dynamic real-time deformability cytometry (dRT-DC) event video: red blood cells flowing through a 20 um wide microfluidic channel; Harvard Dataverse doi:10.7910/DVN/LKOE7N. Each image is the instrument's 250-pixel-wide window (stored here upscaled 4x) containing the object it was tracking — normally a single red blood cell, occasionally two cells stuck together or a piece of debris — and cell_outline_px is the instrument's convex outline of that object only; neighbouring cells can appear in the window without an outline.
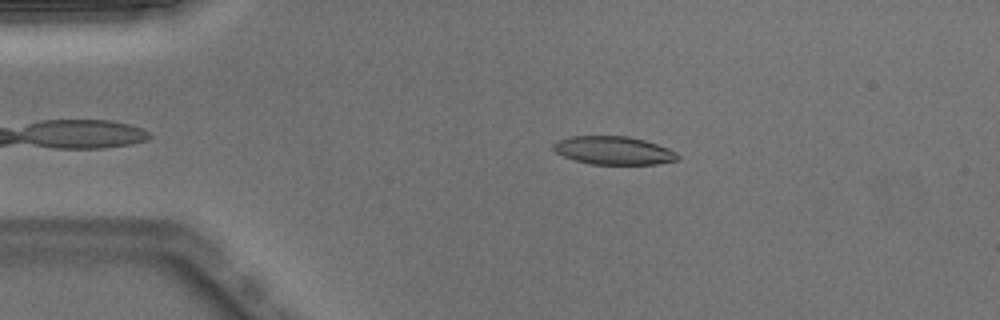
{"species": "Egyptian fruit bat (a non-hibernating species)", "species_latin": "Rousettus aegyptiacus", "temperature_condition": "warm", "stored_images_in_passage": 38, "camera_frame_rate_fps": 3000, "um_per_image_px": 0.085, "animal": {"sex": "male"}, "frame": {"image": 1, "passage_image": 6, "time_ms": 1.667, "image_size_px": [1000, 320], "cell_outline_px": [[680, 156], [676, 160], [656, 164], [592, 164], [576, 160], [564, 156], [556, 152], [552, 148], [552, 144], [556, 140], [572, 136], [628, 136], [644, 140], [668, 148], [676, 152]], "centroid_in_image_um": [52.13, 12.78], "position_along_channel_um": 32.9, "area_um2": 20.35}}
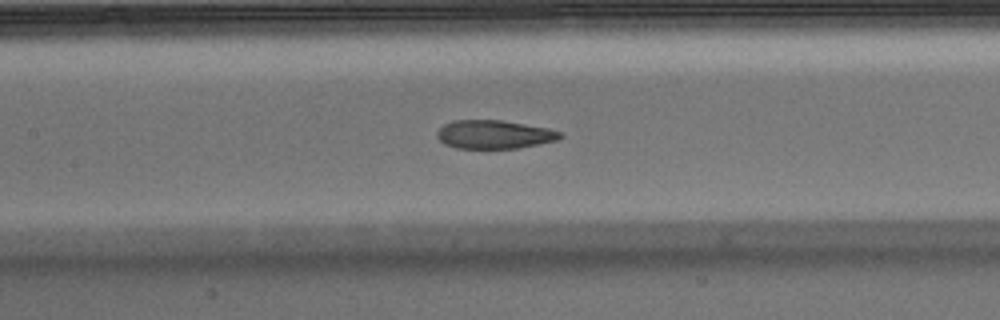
{"frame": {"image": 2, "passage_image": 19, "time_ms": 6.0, "image_size_px": [1000, 320], "cell_outline_px": [[564, 136], [556, 140], [520, 148], [456, 148], [444, 144], [436, 136], [436, 132], [444, 124], [452, 120], [500, 120], [548, 128], [564, 132]], "centroid_in_image_um": [42.01, 11.42], "position_along_channel_um": 165.4, "area_um2": 20.52}}
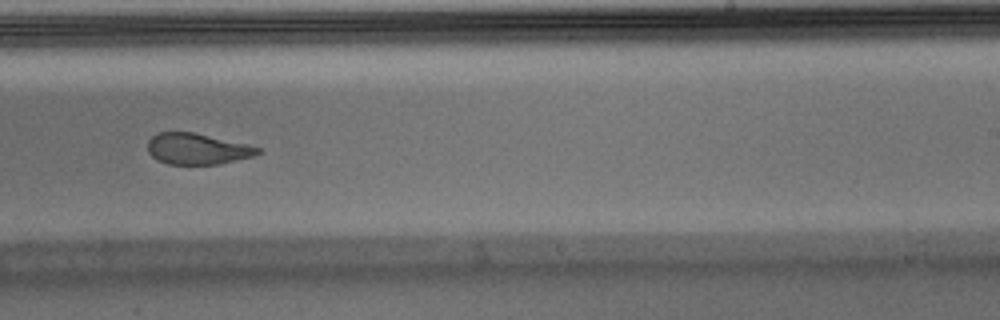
{"frame": {"image": 3, "passage_image": 27, "time_ms": 8.667, "image_size_px": [1000, 320], "cell_outline_px": [[260, 152], [252, 156], [220, 164], [168, 164], [156, 160], [148, 152], [148, 140], [156, 132], [192, 132], [248, 144], [260, 148]], "centroid_in_image_um": [16.73, 12.65], "position_along_channel_um": 272.3, "area_um2": 19.88}, "authors_computed_cell_mechanics": {"area_um2": 21.5016, "velocity_mm_per_s": 4.013, "shape_relaxation_time_tau1_ms": null, "shape_relaxation_time_tau2_ms": 1.8915, "deformation_change_tau1": null, "deformation_change_tau2": 0.0875}}